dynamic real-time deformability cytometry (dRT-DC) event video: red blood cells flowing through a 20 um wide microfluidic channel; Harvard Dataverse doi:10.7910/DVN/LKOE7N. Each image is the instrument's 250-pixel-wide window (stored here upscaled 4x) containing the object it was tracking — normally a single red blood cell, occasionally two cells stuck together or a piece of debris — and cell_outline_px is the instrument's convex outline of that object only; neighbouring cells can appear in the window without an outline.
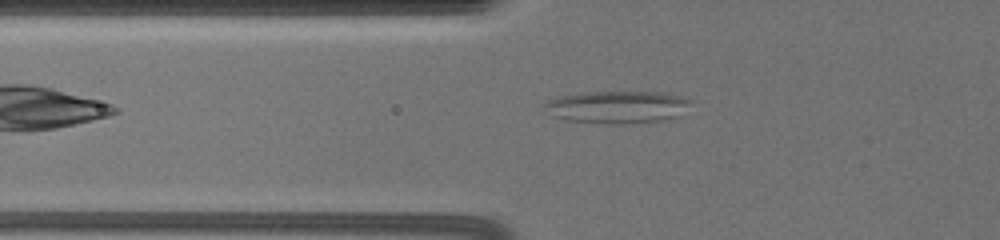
{"species": "common noctule bat (a hibernating species)", "species_latin": "Nyctalus noctula", "temperature_condition": "warm", "stored_images_in_passage": 45, "camera_frame_rate_fps": 3000, "um_per_image_px": 0.085, "animal": {"sex": "female", "body_mass_g": 19.5, "forearm_length_mm": 54.1}, "frame": {"image": 1, "passage_image": 8, "time_ms": 2.333, "image_size_px": [1000, 240], "cell_outline_px": [[692, 100], [680, 116], [664, 120], [612, 124], [608, 124], [568, 120], [552, 116], [544, 104], [548, 100], [560, 96], [580, 92], [660, 92], [684, 96]], "centroid_in_image_um": [52.49, 9.08], "position_along_channel_um": 73.3, "area_um2": 27.51}}
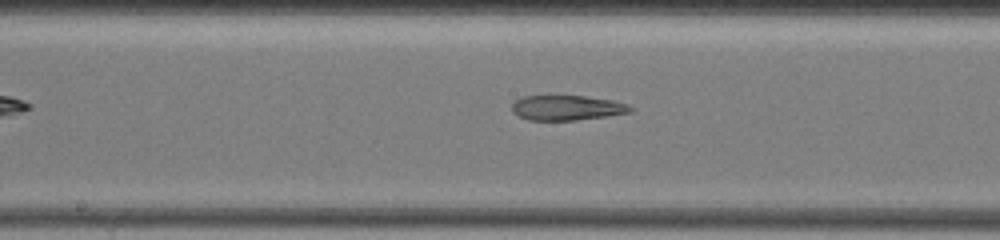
{"frame": {"image": 2, "passage_image": 19, "time_ms": 6.0, "image_size_px": [1000, 240], "cell_outline_px": [[636, 108], [632, 112], [576, 120], [528, 120], [512, 112], [512, 104], [520, 96], [584, 96], [612, 100], [628, 104]], "centroid_in_image_um": [48.2, 9.16], "position_along_channel_um": 200.0, "area_um2": 17.22}}
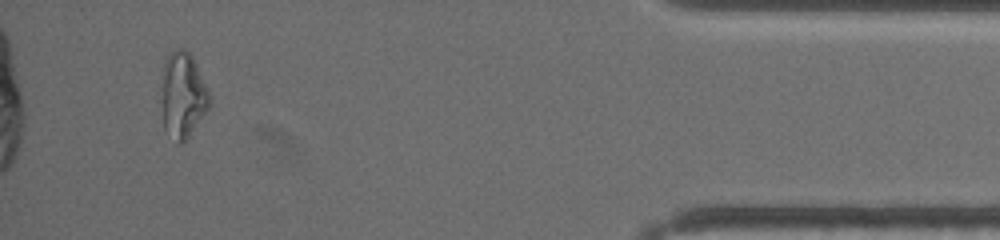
{"frame": {"image": 3, "passage_image": 42, "time_ms": 13.667, "image_size_px": [1000, 240], "cell_outline_px": [[208, 108], [184, 144], [176, 144], [164, 128], [160, 100], [164, 64], [168, 56], [172, 52], [184, 48], [192, 56], [196, 64], [208, 92]], "centroid_in_image_um": [15.49, 8.15], "position_along_channel_um": 419.7, "area_um2": 23.76}, "authors_computed_cell_mechanics": {"area_um2": 20.519, "velocity_mm_per_s": 3.5315, "shape_relaxation_time_tau1_ms": null, "shape_relaxation_time_tau2_ms": 6.1406, "deformation_change_tau1": null, "deformation_change_tau2": 0.1594}}